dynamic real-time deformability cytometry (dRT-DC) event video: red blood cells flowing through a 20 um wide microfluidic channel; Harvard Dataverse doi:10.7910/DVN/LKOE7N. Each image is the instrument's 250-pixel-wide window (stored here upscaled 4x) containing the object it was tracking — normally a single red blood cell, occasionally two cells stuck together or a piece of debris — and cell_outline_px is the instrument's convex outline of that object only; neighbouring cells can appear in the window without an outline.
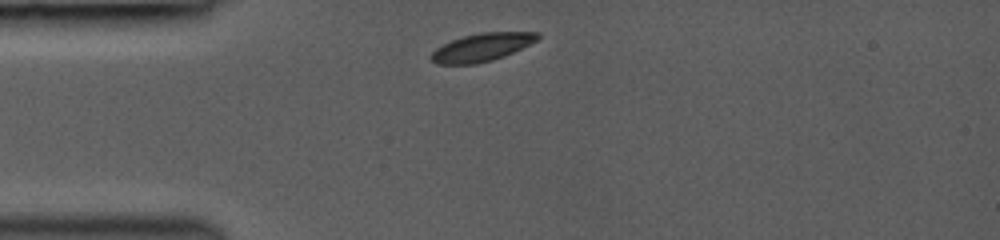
{"species": "common noctule bat (a hibernating species)", "species_latin": "Nyctalus noctula", "temperature_condition": "room temperature", "stored_images_in_passage": 2, "camera_frame_rate_fps": 3000, "um_per_image_px": 0.085, "animal": {"sex": "female", "body_mass_g": 19.0, "forearm_length_mm": 53.3}, "frame": {"image": 1, "passage_image": 1, "time_ms": 0.0, "image_size_px": [1000, 240], "cell_outline_px": [[540, 36], [536, 40], [504, 56], [492, 60], [476, 64], [436, 64], [432, 60], [432, 52], [436, 48], [452, 40], [464, 36], [480, 32], [540, 32]], "centroid_in_image_um": [40.95, 4.02], "position_along_channel_um": 44.1, "area_um2": 17.05}}